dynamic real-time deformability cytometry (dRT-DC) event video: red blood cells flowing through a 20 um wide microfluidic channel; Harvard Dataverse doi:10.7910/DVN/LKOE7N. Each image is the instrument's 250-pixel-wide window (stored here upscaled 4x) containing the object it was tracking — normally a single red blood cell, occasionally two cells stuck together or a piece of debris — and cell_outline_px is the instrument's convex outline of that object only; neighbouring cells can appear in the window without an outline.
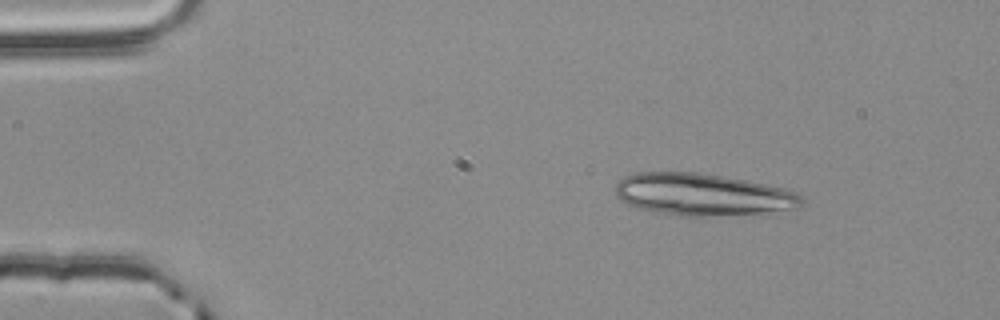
{"species": "common noctule bat (a hibernating species)", "species_latin": "Nyctalus noctula", "temperature_condition": "room temperature", "stored_images_in_passage": 13, "camera_frame_rate_fps": 3000, "um_per_image_px": 0.085, "animal": {"sex": "male", "body_mass_g": 20.4}, "frame": {"image": 1, "passage_image": 1, "time_ms": 0.0, "image_size_px": [1000, 320], "cell_outline_px": [[804, 204], [796, 208], [776, 216], [680, 216], [652, 212], [636, 208], [620, 200], [616, 196], [616, 184], [624, 176], [636, 172], [700, 172], [748, 180], [768, 184], [784, 188], [796, 192], [804, 200]], "centroid_in_image_um": [59.86, 16.58], "position_along_channel_um": 25.1, "area_um2": 47.57}}